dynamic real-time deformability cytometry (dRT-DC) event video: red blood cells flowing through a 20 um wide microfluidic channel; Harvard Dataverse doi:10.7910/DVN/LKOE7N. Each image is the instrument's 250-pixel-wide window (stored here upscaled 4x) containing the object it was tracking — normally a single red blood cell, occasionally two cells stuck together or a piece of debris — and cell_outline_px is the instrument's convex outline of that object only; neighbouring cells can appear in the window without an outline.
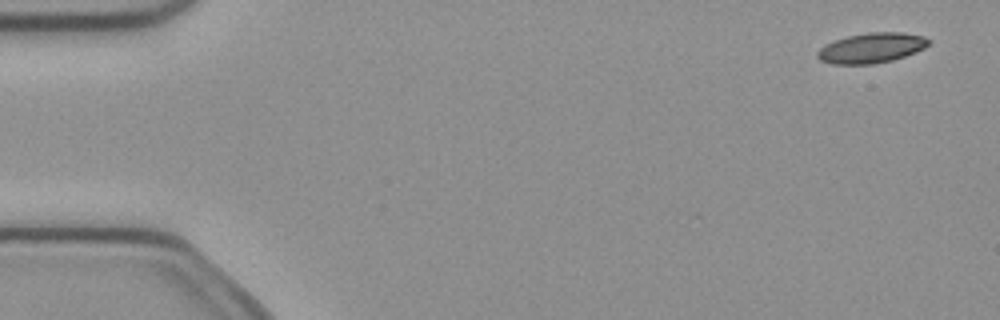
{"species": "common noctule bat (a hibernating species)", "species_latin": "Nyctalus noctula", "temperature_condition": "cold", "stored_images_in_passage": 7, "camera_frame_rate_fps": 3000, "um_per_image_px": 0.085, "animal": {"sex": "female", "body_mass_g": 21.9}, "frame": {"image": 1, "passage_image": 1, "time_ms": 0.0, "image_size_px": [1000, 320], "cell_outline_px": [[932, 40], [924, 48], [916, 52], [892, 60], [872, 64], [832, 64], [820, 60], [816, 56], [816, 52], [824, 44], [848, 36], [868, 32], [904, 32], [924, 36]], "centroid_in_image_um": [74.08, 4.07], "position_along_channel_um": 10.9, "area_um2": 19.59}}
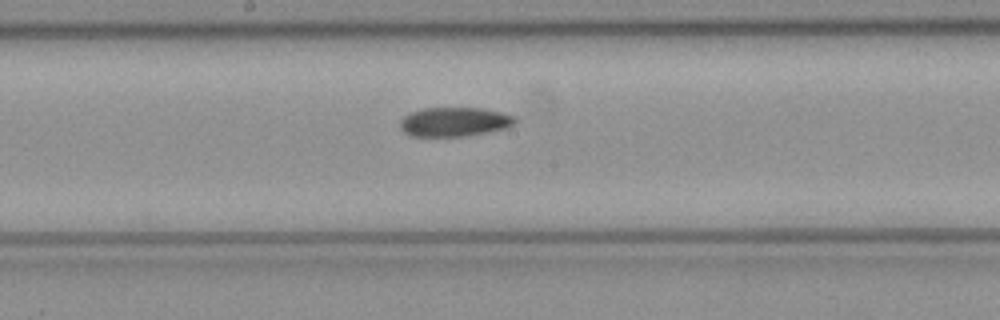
{"frame": {"image": 2, "passage_image": 7, "time_ms": 2.0, "image_size_px": [1000, 320], "cell_outline_px": [[516, 124], [508, 128], [488, 132], [464, 136], [408, 136], [400, 128], [400, 120], [404, 116], [412, 112], [424, 108], [480, 108], [500, 112], [516, 116]], "centroid_in_image_um": [38.64, 10.36], "position_along_channel_um": 209.6, "area_um2": 19.65}}